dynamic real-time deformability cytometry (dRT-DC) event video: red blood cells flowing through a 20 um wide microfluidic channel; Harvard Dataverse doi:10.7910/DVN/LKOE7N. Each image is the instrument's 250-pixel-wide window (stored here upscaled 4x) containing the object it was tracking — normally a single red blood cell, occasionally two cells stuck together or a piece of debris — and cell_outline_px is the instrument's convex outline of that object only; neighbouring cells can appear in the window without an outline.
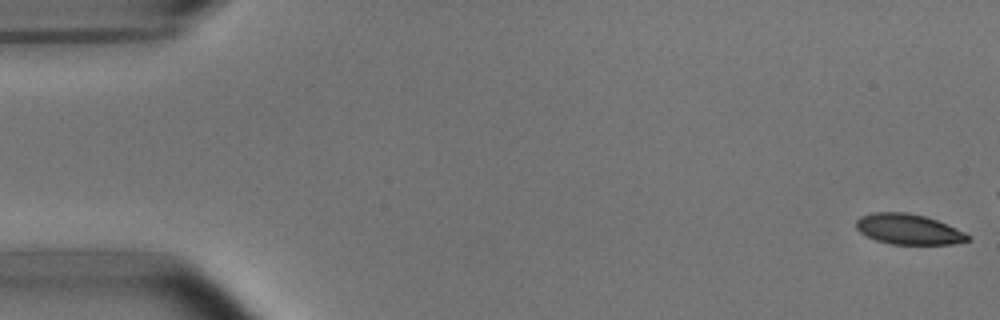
{"species": "common noctule bat (a hibernating species)", "species_latin": "Nyctalus noctula", "temperature_condition": "room temperature", "stored_images_in_passage": 4, "camera_frame_rate_fps": 3000, "um_per_image_px": 0.085, "animal": {"sex": "male", "body_mass_g": 15.6}, "frame": {"image": 1, "passage_image": 1, "time_ms": 0.0, "image_size_px": [1000, 320], "cell_outline_px": [[972, 236], [968, 240], [952, 244], [892, 244], [876, 240], [860, 232], [856, 228], [856, 220], [860, 216], [872, 212], [908, 212], [924, 216], [936, 220], [964, 232]], "centroid_in_image_um": [77.19, 19.48], "position_along_channel_um": 7.8, "area_um2": 19.65}}